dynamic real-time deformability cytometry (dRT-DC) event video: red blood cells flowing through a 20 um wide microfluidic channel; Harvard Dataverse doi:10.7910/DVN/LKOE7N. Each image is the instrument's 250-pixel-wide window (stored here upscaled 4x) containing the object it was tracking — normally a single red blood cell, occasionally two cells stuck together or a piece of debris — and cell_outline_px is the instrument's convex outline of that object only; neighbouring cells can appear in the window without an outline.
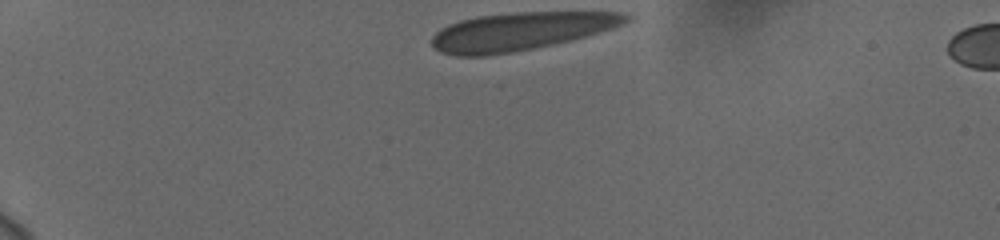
{"species": "human", "species_latin": "Homo sapiens", "temperature_condition": "cold", "stored_images_in_passage": 38, "camera_frame_rate_fps": 3000, "um_per_image_px": 0.085, "donor": {"sex": "female"}, "frame": {"image": 1, "passage_image": 1, "time_ms": 0.0, "image_size_px": [1000, 240], "cell_outline_px": [[632, 20], [624, 24], [612, 28], [572, 40], [512, 52], [484, 56], [456, 56], [440, 52], [432, 44], [432, 36], [440, 28], [448, 24], [460, 20], [476, 16], [516, 12], [620, 12], [632, 16]], "centroid_in_image_um": [44.24, 2.65], "position_along_channel_um": 40.8, "area_um2": 42.95}}
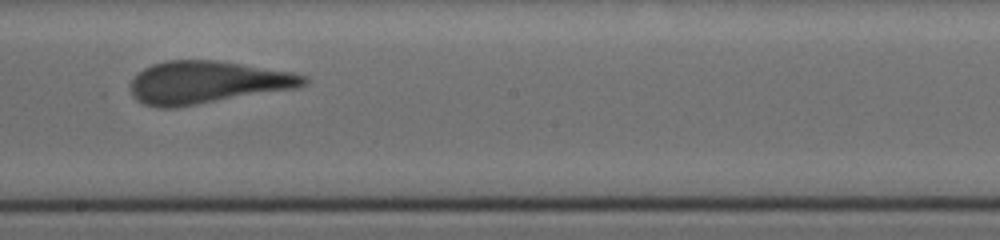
{"frame": {"image": 2, "passage_image": 22, "time_ms": 7.0, "image_size_px": [1000, 240], "cell_outline_px": [[308, 84], [296, 88], [172, 108], [160, 108], [144, 104], [136, 100], [132, 96], [132, 80], [144, 68], [152, 64], [168, 60], [216, 60], [292, 72], [308, 76]], "centroid_in_image_um": [17.62, 7.0], "position_along_channel_um": 230.6, "area_um2": 42.6}}
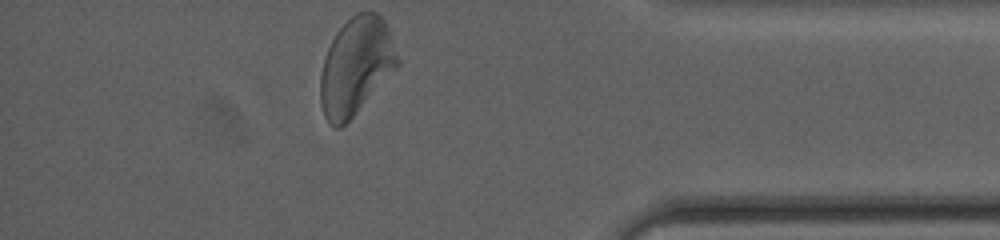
{"frame": {"image": 3, "passage_image": 38, "time_ms": 12.333, "image_size_px": [1000, 240], "cell_outline_px": [[400, 64], [352, 116], [340, 128], [336, 128], [328, 124], [324, 116], [320, 104], [320, 76], [324, 60], [328, 48], [336, 32], [356, 12], [376, 12], [384, 20], [388, 28], [400, 60]], "centroid_in_image_um": [30.24, 5.62], "position_along_channel_um": 405.0, "area_um2": 43.23}}